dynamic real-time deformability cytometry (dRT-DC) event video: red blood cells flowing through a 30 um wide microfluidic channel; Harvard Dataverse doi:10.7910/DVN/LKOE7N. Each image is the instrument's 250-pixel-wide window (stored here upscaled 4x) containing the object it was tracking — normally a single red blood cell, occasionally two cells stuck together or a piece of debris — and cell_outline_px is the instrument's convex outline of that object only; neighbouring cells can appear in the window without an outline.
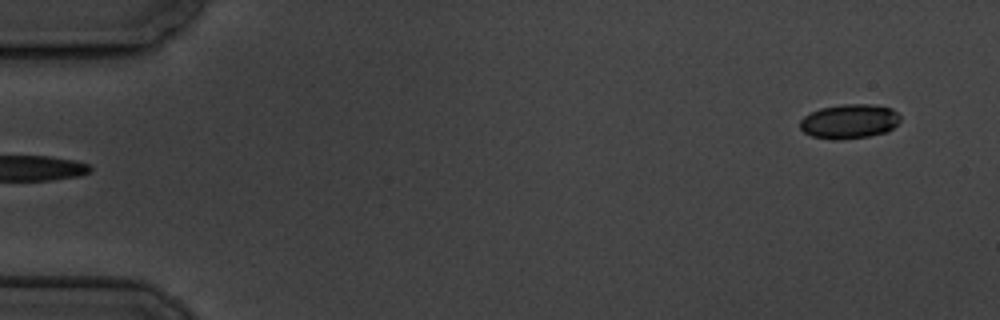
{"species": "common noctule bat (a hibernating species)", "species_latin": "Nyctalus noctula", "temperature_condition": "cold", "stored_images_in_passage": 6, "segment_of_instrument_passage": [2, 2], "camera_frame_rate_fps": 3000, "um_per_image_px": 0.085, "animal": {"sex": "male", "body_mass_g": 19.5, "forearm_length_mm": 54.6}, "frame": {"image": 1, "passage_image": 6, "time_ms": 5.667, "image_size_px": [1000, 320], "cell_outline_px": [[900, 120], [888, 132], [868, 136], [840, 140], [836, 140], [812, 136], [804, 132], [800, 128], [800, 120], [804, 116], [820, 108], [844, 104], [872, 104], [892, 108], [900, 116]], "centroid_in_image_um": [72.2, 10.31], "position_along_channel_um": 12.8, "area_um2": 20.11}}